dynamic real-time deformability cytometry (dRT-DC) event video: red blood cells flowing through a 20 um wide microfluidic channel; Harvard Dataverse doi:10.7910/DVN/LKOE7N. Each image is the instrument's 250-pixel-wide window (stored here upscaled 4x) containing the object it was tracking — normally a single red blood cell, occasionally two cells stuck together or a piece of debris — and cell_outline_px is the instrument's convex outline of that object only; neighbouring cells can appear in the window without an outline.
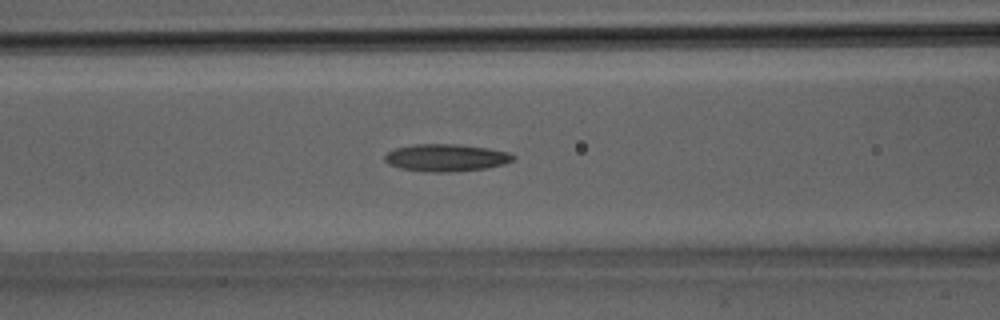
{"species": "Egyptian fruit bat (a non-hibernating species)", "species_latin": "Rousettus aegyptiacus", "temperature_condition": "room temperature", "stored_images_in_passage": 30, "camera_frame_rate_fps": 3000, "um_per_image_px": 0.085, "animal": {"sex": "male"}, "frame": {"image": 1, "passage_image": 12, "time_ms": 3.667, "image_size_px": [1000, 320], "cell_outline_px": [[516, 156], [512, 160], [504, 164], [488, 168], [452, 172], [432, 172], [400, 168], [388, 164], [384, 160], [384, 156], [388, 152], [396, 148], [412, 144], [460, 144], [488, 148], [508, 152]], "centroid_in_image_um": [37.92, 13.4], "position_along_channel_um": 128.7, "area_um2": 20.52}}
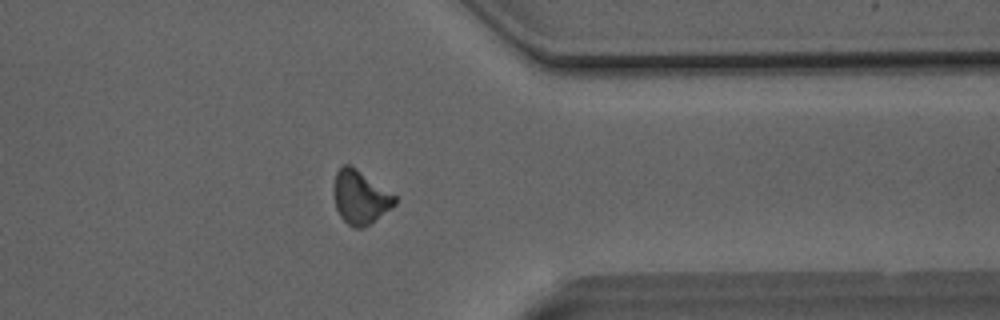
{"frame": {"image": 2, "passage_image": 24, "time_ms": 7.667, "image_size_px": [1000, 320], "cell_outline_px": [[396, 204], [364, 228], [356, 228], [348, 224], [340, 216], [336, 208], [332, 188], [332, 184], [336, 172], [344, 164], [348, 164], [396, 196]], "centroid_in_image_um": [30.57, 16.78], "position_along_channel_um": 380.8, "area_um2": 18.73}}
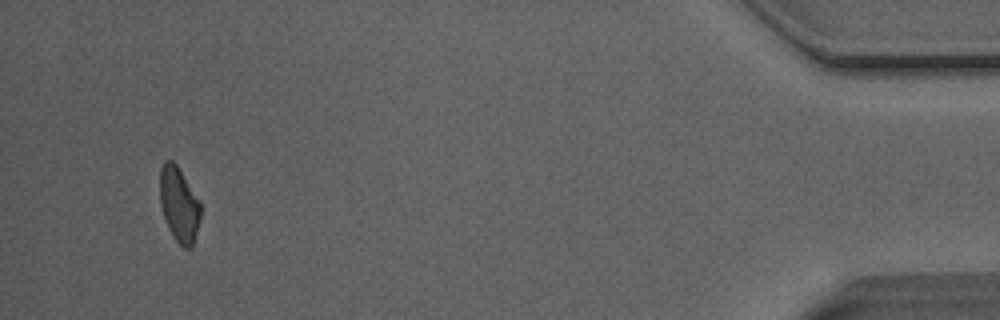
{"frame": {"image": 3, "passage_image": 29, "time_ms": 9.333, "image_size_px": [1000, 320], "cell_outline_px": [[200, 220], [192, 248], [184, 248], [172, 236], [168, 228], [160, 204], [160, 168], [164, 160], [172, 160], [176, 164], [200, 200]], "centroid_in_image_um": [15.22, 17.38], "position_along_channel_um": 420.0, "area_um2": 17.8}}